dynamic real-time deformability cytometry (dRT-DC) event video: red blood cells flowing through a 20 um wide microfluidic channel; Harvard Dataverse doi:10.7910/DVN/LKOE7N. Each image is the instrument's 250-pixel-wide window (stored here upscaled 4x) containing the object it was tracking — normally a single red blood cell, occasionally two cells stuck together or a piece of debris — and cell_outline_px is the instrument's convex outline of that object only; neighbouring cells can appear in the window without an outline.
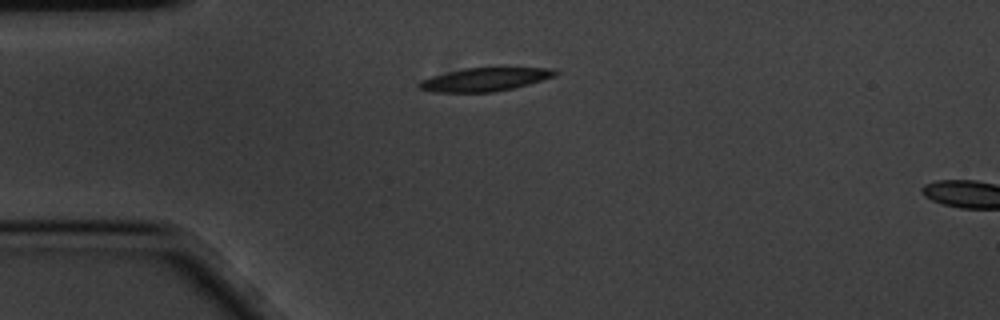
{"species": "common noctule bat (a hibernating species)", "species_latin": "Nyctalus noctula", "temperature_condition": "cold", "stored_images_in_passage": 2, "camera_frame_rate_fps": 3000, "um_per_image_px": 0.085, "animal": {"sex": "male", "body_mass_g": 20.1, "forearm_length_mm": 53.5}, "frame": {"image": 1, "passage_image": 1, "time_ms": 0.0, "image_size_px": [1000, 320], "cell_outline_px": [[560, 72], [552, 76], [528, 84], [496, 92], [432, 92], [420, 88], [416, 84], [420, 80], [432, 76], [464, 68], [552, 68]], "centroid_in_image_um": [41.16, 6.76], "position_along_channel_um": 43.8, "area_um2": 18.26}}